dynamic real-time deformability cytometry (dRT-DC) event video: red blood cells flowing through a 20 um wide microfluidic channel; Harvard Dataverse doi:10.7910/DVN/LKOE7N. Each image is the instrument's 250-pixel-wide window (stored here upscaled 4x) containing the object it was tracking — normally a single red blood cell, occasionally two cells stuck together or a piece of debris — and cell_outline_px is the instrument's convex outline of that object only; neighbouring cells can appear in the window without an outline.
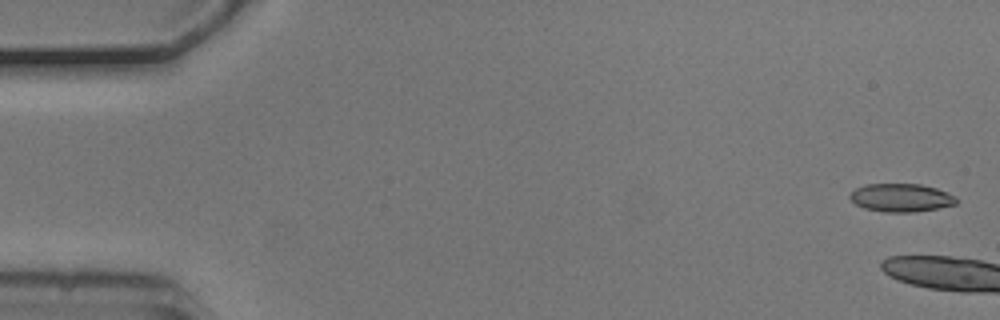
{"species": "common noctule bat (a hibernating species)", "species_latin": "Nyctalus noctula", "temperature_condition": "cold", "stored_images_in_passage": 6, "camera_frame_rate_fps": 3000, "um_per_image_px": 0.085, "animal": {"sex": "male", "body_mass_g": 20.5, "forearm_length_mm": 52.5}, "frame": {"image": 1, "passage_image": 1, "time_ms": 0.0, "image_size_px": [1000, 320], "cell_outline_px": [[956, 204], [936, 208], [912, 212], [884, 212], [864, 208], [856, 204], [848, 196], [856, 188], [864, 184], [920, 184], [936, 188], [948, 192], [956, 196]], "centroid_in_image_um": [76.58, 16.8], "position_along_channel_um": 8.4, "area_um2": 17.4}}
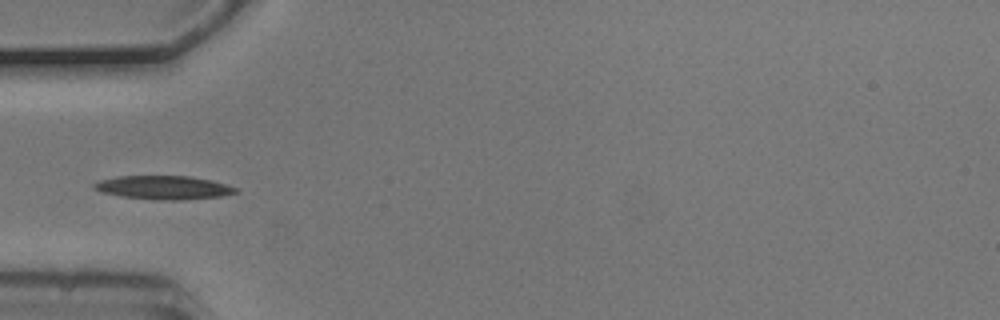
{"frame": {"image": 2, "passage_image": 6, "time_ms": 1.667, "image_size_px": [1000, 320], "cell_outline_px": [[240, 192], [220, 196], [180, 200], [160, 200], [120, 196], [100, 192], [92, 188], [92, 184], [100, 180], [116, 176], [188, 176], [212, 180], [236, 188]], "centroid_in_image_um": [13.86, 15.94], "position_along_channel_um": 71.1, "area_um2": 19.48}}